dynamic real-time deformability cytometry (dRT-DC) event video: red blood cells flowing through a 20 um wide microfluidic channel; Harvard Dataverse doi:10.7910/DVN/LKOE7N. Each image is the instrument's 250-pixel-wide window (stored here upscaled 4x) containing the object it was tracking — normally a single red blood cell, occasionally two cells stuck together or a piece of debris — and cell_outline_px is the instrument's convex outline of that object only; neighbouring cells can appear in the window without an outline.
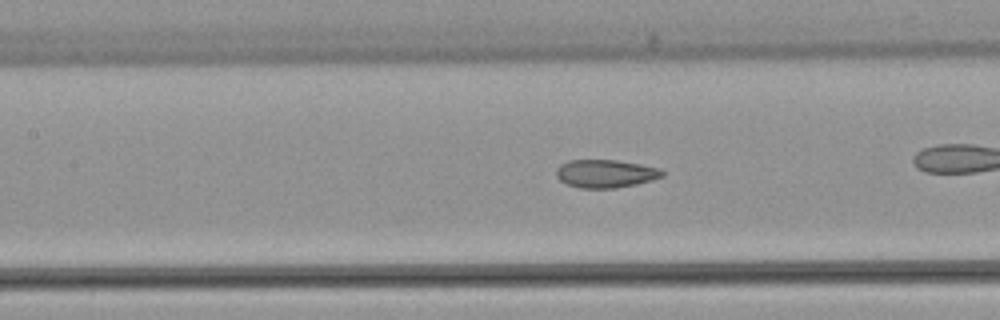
{"species": "common noctule bat (a hibernating species)", "species_latin": "Nyctalus noctula", "temperature_condition": "warm", "stored_images_in_passage": 42, "camera_frame_rate_fps": 3000, "um_per_image_px": 0.085, "animal": {"sex": "female", "body_mass_g": 22.7, "forearm_length_mm": 54.2}, "frame": {"image": 1, "passage_image": 24, "time_ms": 7.667, "image_size_px": [1000, 320], "cell_outline_px": [[664, 176], [652, 180], [636, 184], [616, 188], [580, 188], [568, 184], [560, 180], [556, 176], [556, 168], [560, 164], [568, 160], [616, 160], [640, 164], [660, 168], [664, 172]], "centroid_in_image_um": [51.47, 14.75], "position_along_channel_um": 155.9, "area_um2": 17.4}}
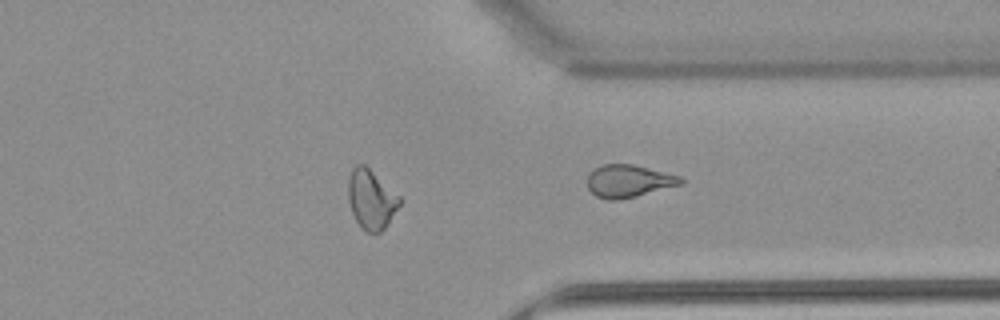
{"frame": {"image": 2, "passage_image": 42, "time_ms": 13.667, "image_size_px": [1000, 320], "cell_outline_px": [[684, 184], [620, 200], [608, 200], [596, 196], [588, 188], [588, 172], [600, 164], [632, 164], [680, 176], [684, 180]], "centroid_in_image_um": [53.42, 15.39], "position_along_channel_um": 358.0, "area_um2": 17.8}}